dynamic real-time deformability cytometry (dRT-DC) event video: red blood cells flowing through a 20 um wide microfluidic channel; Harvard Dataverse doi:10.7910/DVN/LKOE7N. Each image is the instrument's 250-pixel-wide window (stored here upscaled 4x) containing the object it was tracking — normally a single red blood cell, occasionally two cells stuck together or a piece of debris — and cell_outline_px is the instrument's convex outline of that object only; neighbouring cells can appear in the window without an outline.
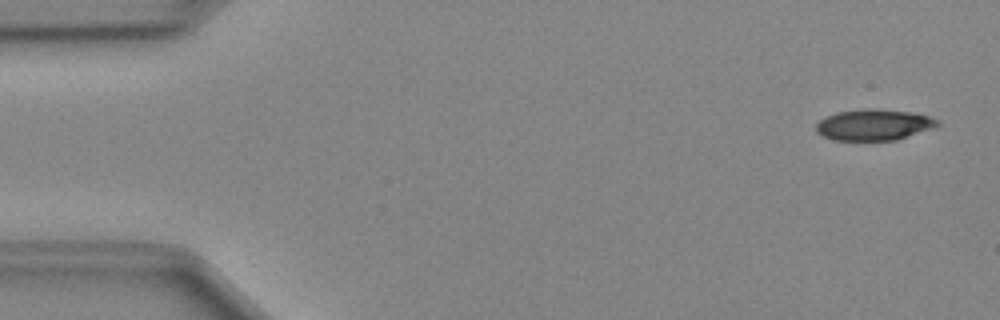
{"species": "Egyptian fruit bat (a non-hibernating species)", "species_latin": "Rousettus aegyptiacus", "temperature_condition": "cold", "stored_images_in_passage": 48, "camera_frame_rate_fps": 3000, "um_per_image_px": 0.085, "animal": {"sex": "female"}, "frame": {"image": 1, "passage_image": 2, "time_ms": 0.333, "image_size_px": [1000, 320], "cell_outline_px": [[940, 124], [932, 128], [896, 140], [832, 140], [816, 132], [816, 124], [824, 116], [836, 112], [864, 108], [876, 108], [912, 112], [928, 116], [940, 120]], "centroid_in_image_um": [74.26, 10.59], "position_along_channel_um": 10.7, "area_um2": 22.14}}
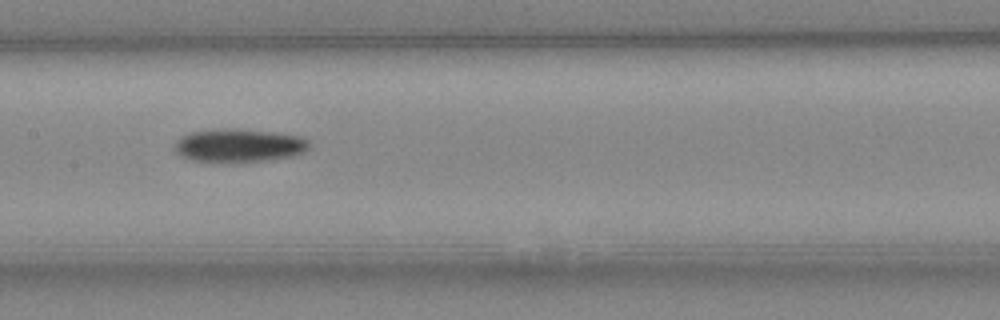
{"frame": {"image": 2, "passage_image": 24, "time_ms": 7.667, "image_size_px": [1000, 320], "cell_outline_px": [[312, 144], [304, 152], [292, 156], [264, 160], [192, 160], [180, 156], [172, 148], [176, 140], [180, 136], [192, 132], [228, 128], [236, 128], [272, 132], [300, 136], [308, 140]], "centroid_in_image_um": [20.3, 12.33], "position_along_channel_um": 187.1, "area_um2": 25.61}}
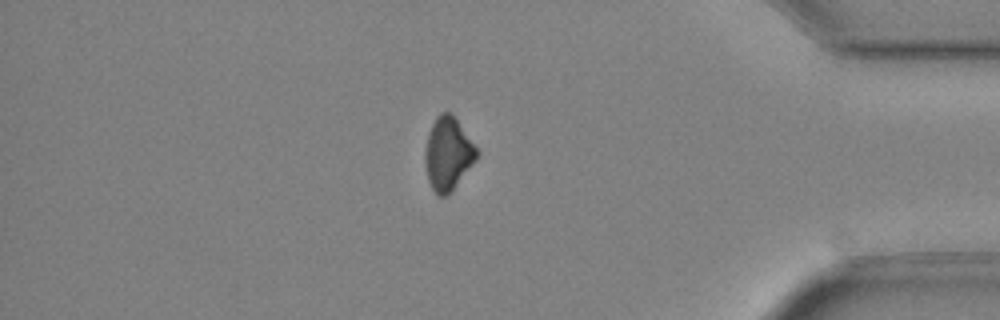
{"frame": {"image": 3, "passage_image": 42, "time_ms": 13.667, "image_size_px": [1000, 320], "cell_outline_px": [[480, 152], [476, 160], [452, 188], [444, 196], [436, 196], [428, 180], [424, 160], [424, 152], [428, 132], [436, 116], [440, 112], [452, 112]], "centroid_in_image_um": [38.06, 13.01], "position_along_channel_um": 397.1, "area_um2": 21.91}, "authors_computed_cell_mechanics": {"area_um2": 23.8425, "velocity_mm_per_s": 4.0468, "shape_relaxation_time_tau1_ms": 6.155, "shape_relaxation_time_tau2_ms": null, "deformation_change_tau1": 0.1071, "deformation_change_tau2": null}}